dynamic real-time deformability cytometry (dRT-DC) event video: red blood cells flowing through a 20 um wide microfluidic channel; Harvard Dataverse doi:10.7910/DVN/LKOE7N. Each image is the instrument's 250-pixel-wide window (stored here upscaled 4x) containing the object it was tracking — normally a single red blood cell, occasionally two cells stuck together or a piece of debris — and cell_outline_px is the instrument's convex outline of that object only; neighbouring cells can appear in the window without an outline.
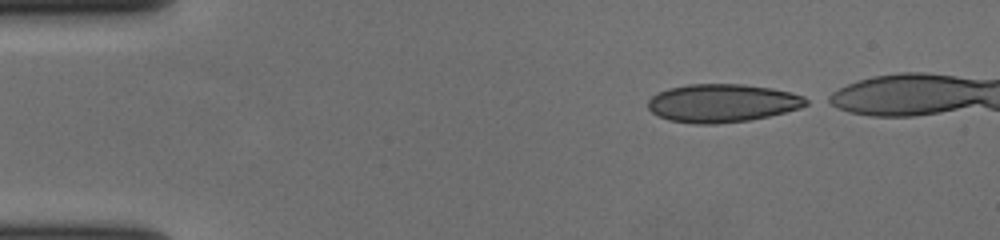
{"species": "human", "species_latin": "Homo sapiens", "temperature_condition": "cold", "stored_images_in_passage": 44, "camera_frame_rate_fps": 3000, "um_per_image_px": 0.085, "donor": {"sex": "female"}, "frame": {"image": 1, "passage_image": 1, "time_ms": 0.0, "image_size_px": [1000, 240], "cell_outline_px": [[812, 100], [808, 104], [800, 108], [768, 116], [748, 120], [716, 124], [692, 124], [668, 120], [652, 112], [648, 108], [648, 100], [652, 96], [668, 88], [688, 84], [744, 84], [772, 88], [792, 92], [804, 96]], "centroid_in_image_um": [61.42, 8.76], "position_along_channel_um": 23.6, "area_um2": 35.37}}
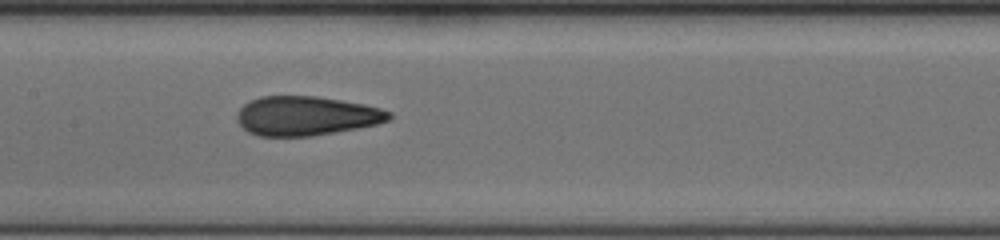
{"frame": {"image": 2, "passage_image": 21, "time_ms": 6.667, "image_size_px": [1000, 240], "cell_outline_px": [[392, 116], [388, 120], [376, 124], [356, 128], [312, 136], [260, 136], [248, 132], [236, 120], [236, 112], [244, 104], [260, 96], [316, 96], [364, 104], [380, 108], [392, 112]], "centroid_in_image_um": [26.0, 9.84], "position_along_channel_um": 181.4, "area_um2": 34.68}}
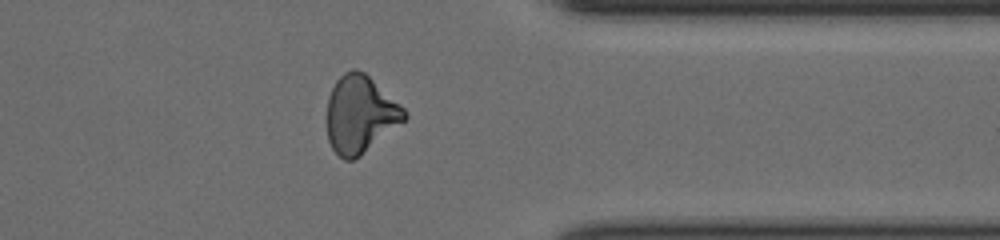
{"frame": {"image": 3, "passage_image": 38, "time_ms": 12.333, "image_size_px": [1000, 240], "cell_outline_px": [[408, 116], [404, 120], [360, 156], [352, 160], [344, 160], [332, 148], [328, 140], [328, 96], [336, 80], [344, 72], [352, 68], [356, 68], [364, 72], [400, 104], [408, 112]], "centroid_in_image_um": [30.61, 9.7], "position_along_channel_um": 380.8, "area_um2": 34.51}}